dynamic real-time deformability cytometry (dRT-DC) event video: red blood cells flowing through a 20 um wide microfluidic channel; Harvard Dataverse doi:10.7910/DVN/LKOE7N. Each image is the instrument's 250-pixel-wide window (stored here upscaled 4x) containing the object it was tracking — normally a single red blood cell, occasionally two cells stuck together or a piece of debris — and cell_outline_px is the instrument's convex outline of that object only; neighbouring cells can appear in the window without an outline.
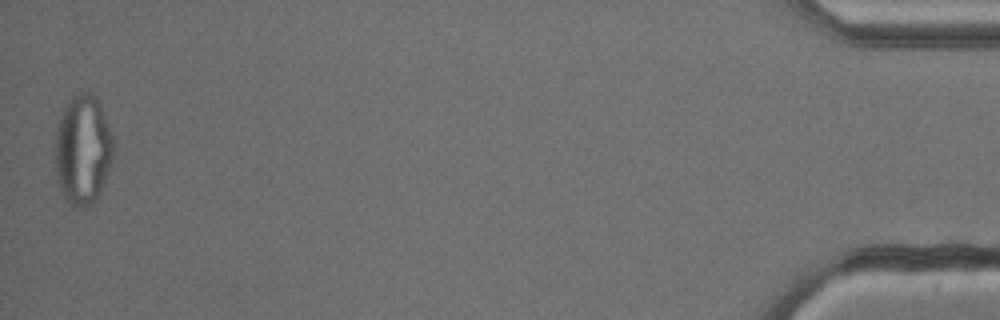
{"species": "common noctule bat (a hibernating species)", "species_latin": "Nyctalus noctula", "temperature_condition": "cold", "stored_images_in_passage": 54, "camera_frame_rate_fps": 3000, "um_per_image_px": 0.085, "animal": {"sex": "male", "body_mass_g": 13.3}, "frame": {"image": 1, "passage_image": 54, "time_ms": 17.667, "image_size_px": [1000, 320], "cell_outline_px": [[112, 156], [100, 192], [96, 200], [92, 204], [80, 208], [76, 208], [64, 196], [56, 180], [56, 128], [60, 116], [64, 108], [72, 96], [80, 92], [88, 92], [96, 96], [100, 104], [112, 136]], "centroid_in_image_um": [7.02, 12.72], "position_along_channel_um": 428.2, "area_um2": 36.7}}